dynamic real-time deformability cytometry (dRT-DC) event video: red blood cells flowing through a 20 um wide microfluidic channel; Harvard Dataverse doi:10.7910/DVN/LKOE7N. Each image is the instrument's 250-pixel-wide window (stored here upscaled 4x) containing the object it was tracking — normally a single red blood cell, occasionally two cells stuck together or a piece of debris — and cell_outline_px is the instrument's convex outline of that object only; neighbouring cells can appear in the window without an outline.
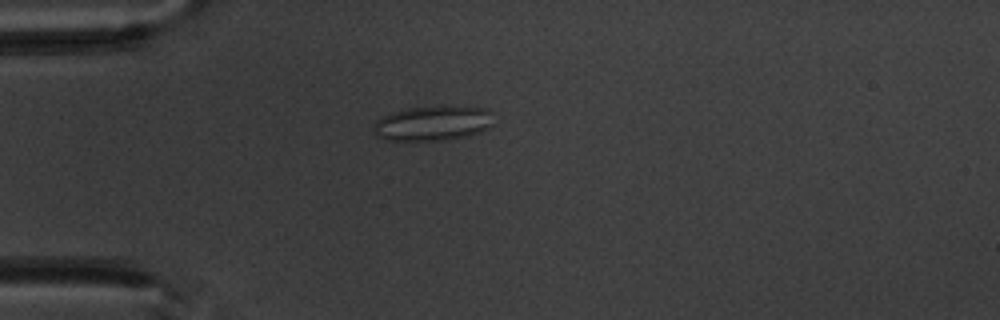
{"species": "common noctule bat (a hibernating species)", "species_latin": "Nyctalus noctula", "temperature_condition": "warm", "stored_images_in_passage": 2, "camera_frame_rate_fps": 3000, "um_per_image_px": 0.085, "animal": {"sex": "male", "body_mass_g": 20.1, "forearm_length_mm": 53.5}, "frame": {"image": 1, "passage_image": 2, "time_ms": 1.0, "image_size_px": [1000, 320], "cell_outline_px": [[488, 128], [480, 132], [468, 136], [448, 140], [388, 140], [376, 136], [376, 120], [380, 116], [392, 112], [408, 108], [488, 108]], "centroid_in_image_um": [36.71, 10.52], "position_along_channel_um": 48.3, "area_um2": 23.29}}